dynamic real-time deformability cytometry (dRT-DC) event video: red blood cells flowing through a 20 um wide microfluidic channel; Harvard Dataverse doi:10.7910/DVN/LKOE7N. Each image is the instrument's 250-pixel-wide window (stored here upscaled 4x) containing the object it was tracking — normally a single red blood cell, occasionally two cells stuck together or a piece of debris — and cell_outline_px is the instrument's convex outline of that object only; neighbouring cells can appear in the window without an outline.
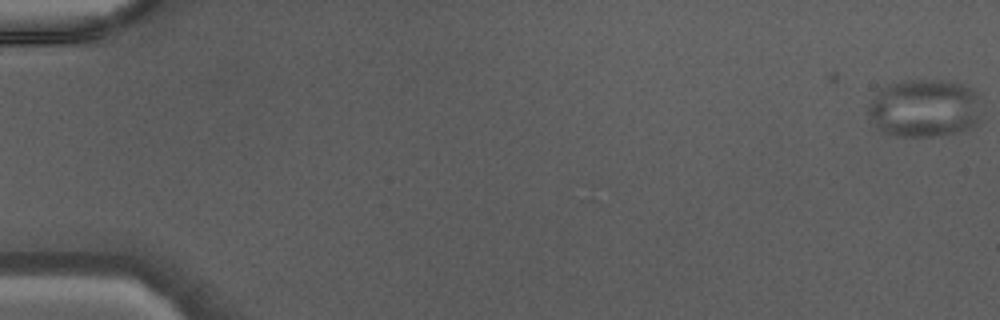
{"species": "Egyptian fruit bat (a non-hibernating species)", "species_latin": "Rousettus aegyptiacus", "temperature_condition": "warm", "stored_images_in_passage": 45, "camera_frame_rate_fps": 3000, "um_per_image_px": 0.085, "animal": {"sex": "male"}, "frame": {"image": 1, "passage_image": 1, "time_ms": 0.0, "image_size_px": [1000, 320], "cell_outline_px": [[980, 120], [976, 124], [960, 132], [932, 136], [900, 136], [884, 132], [876, 128], [868, 112], [868, 104], [880, 88], [888, 84], [904, 80], [944, 80], [964, 84], [980, 92]], "centroid_in_image_um": [78.61, 9.17], "position_along_channel_um": 6.4, "area_um2": 38.9}}
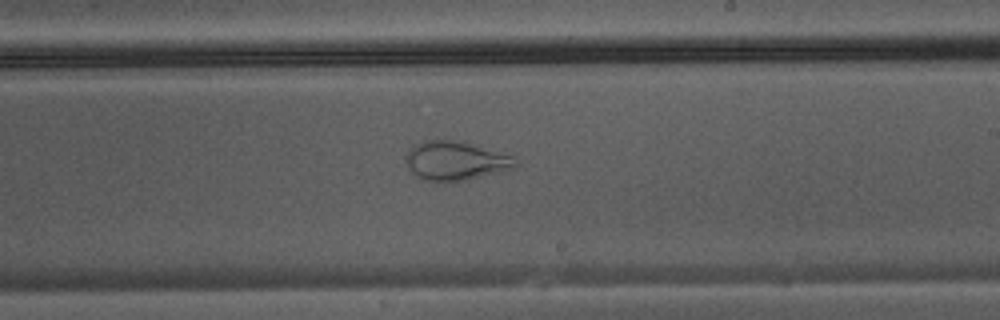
{"frame": {"image": 2, "passage_image": 29, "time_ms": 9.333, "image_size_px": [1000, 320], "cell_outline_px": [[520, 164], [512, 168], [464, 180], [424, 180], [416, 176], [408, 168], [408, 152], [416, 144], [424, 140], [460, 140], [512, 156]], "centroid_in_image_um": [38.73, 13.64], "position_along_channel_um": 250.3, "area_um2": 24.16}}
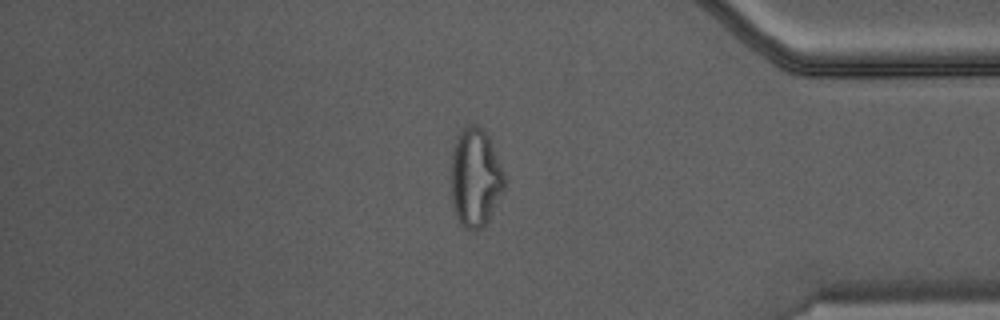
{"frame": {"image": 3, "passage_image": 40, "time_ms": 13.0, "image_size_px": [1000, 320], "cell_outline_px": [[504, 188], [484, 228], [472, 232], [464, 228], [460, 224], [452, 204], [452, 152], [456, 132], [460, 128], [472, 120], [484, 128], [492, 144], [504, 172]], "centroid_in_image_um": [40.38, 15.03], "position_along_channel_um": 394.8, "area_um2": 31.27}}